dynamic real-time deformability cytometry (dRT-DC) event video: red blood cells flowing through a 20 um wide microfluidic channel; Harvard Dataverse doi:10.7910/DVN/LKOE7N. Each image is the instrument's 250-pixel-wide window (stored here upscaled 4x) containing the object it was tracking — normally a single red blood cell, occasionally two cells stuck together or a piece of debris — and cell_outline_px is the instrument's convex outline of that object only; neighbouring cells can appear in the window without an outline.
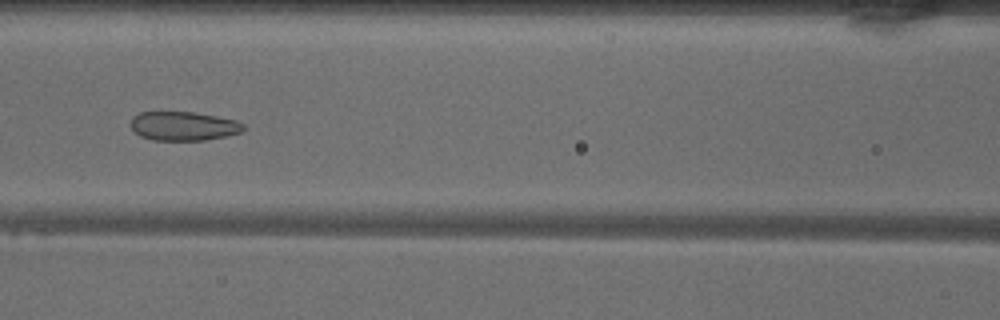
{"species": "common noctule bat (a hibernating species)", "species_latin": "Nyctalus noctula", "temperature_condition": "warm", "stored_images_in_passage": 48, "camera_frame_rate_fps": 3000, "um_per_image_px": 0.085, "animal": {"sex": "male", "body_mass_g": 18.8}, "frame": {"image": 1, "passage_image": 20, "time_ms": 6.333, "image_size_px": [1000, 320], "cell_outline_px": [[244, 128], [240, 132], [224, 136], [204, 140], [152, 140], [140, 136], [132, 128], [132, 116], [140, 112], [196, 112], [236, 120], [244, 124]], "centroid_in_image_um": [15.59, 10.71], "position_along_channel_um": 151.0, "area_um2": 18.9}}
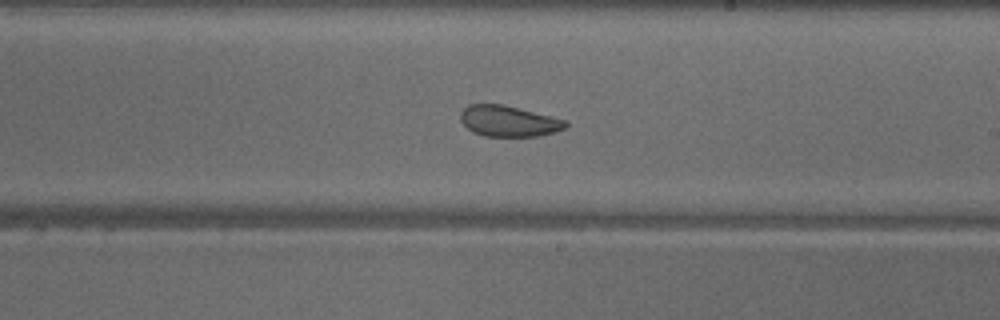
{"frame": {"image": 2, "passage_image": 27, "time_ms": 8.667, "image_size_px": [1000, 320], "cell_outline_px": [[568, 124], [564, 128], [540, 136], [484, 136], [472, 132], [460, 120], [460, 112], [468, 104], [504, 104], [568, 120]], "centroid_in_image_um": [43.23, 10.28], "position_along_channel_um": 245.8, "area_um2": 19.02}}
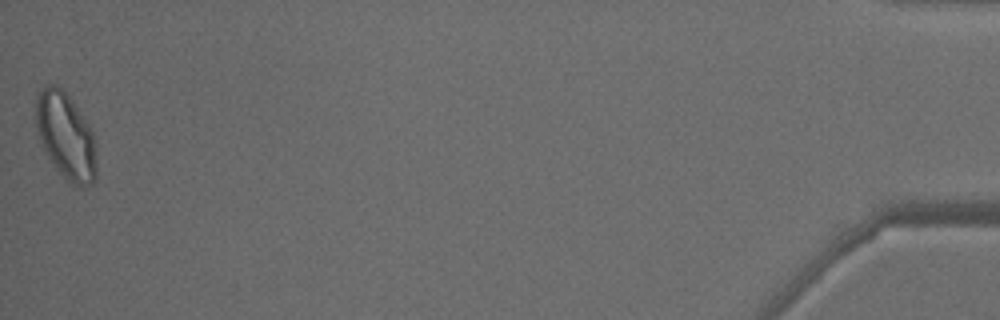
{"frame": {"image": 3, "passage_image": 48, "time_ms": 15.667, "image_size_px": [1000, 320], "cell_outline_px": [[96, 176], [92, 184], [80, 188], [68, 184], [52, 164], [44, 148], [36, 128], [36, 96], [48, 84], [56, 84], [68, 96], [80, 112], [88, 124], [92, 132], [96, 144]], "centroid_in_image_um": [5.61, 11.63], "position_along_channel_um": 429.6, "area_um2": 30.58}, "authors_computed_cell_mechanics": {"area_um2": 23.409, "velocity_mm_per_s": 4.0725, "shape_relaxation_time_tau1_ms": null, "shape_relaxation_time_tau2_ms": 1.3712, "deformation_change_tau1": null, "deformation_change_tau2": 0.0728}}